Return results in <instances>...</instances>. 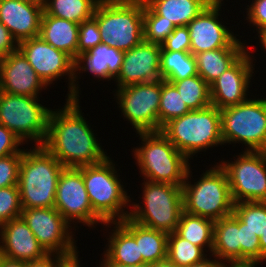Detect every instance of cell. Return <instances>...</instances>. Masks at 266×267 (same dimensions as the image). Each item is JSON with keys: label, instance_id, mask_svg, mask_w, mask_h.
<instances>
[{"label": "cell", "instance_id": "1", "mask_svg": "<svg viewBox=\"0 0 266 267\" xmlns=\"http://www.w3.org/2000/svg\"><path fill=\"white\" fill-rule=\"evenodd\" d=\"M62 109L51 110L43 147L65 168L96 165L108 158L83 117L79 99H65Z\"/></svg>", "mask_w": 266, "mask_h": 267}, {"label": "cell", "instance_id": "2", "mask_svg": "<svg viewBox=\"0 0 266 267\" xmlns=\"http://www.w3.org/2000/svg\"><path fill=\"white\" fill-rule=\"evenodd\" d=\"M24 149L18 187L22 208H53L57 182L65 168L43 146ZM28 150V151H27Z\"/></svg>", "mask_w": 266, "mask_h": 267}, {"label": "cell", "instance_id": "3", "mask_svg": "<svg viewBox=\"0 0 266 267\" xmlns=\"http://www.w3.org/2000/svg\"><path fill=\"white\" fill-rule=\"evenodd\" d=\"M144 0H100L93 18L102 43L126 52L144 40Z\"/></svg>", "mask_w": 266, "mask_h": 267}, {"label": "cell", "instance_id": "4", "mask_svg": "<svg viewBox=\"0 0 266 267\" xmlns=\"http://www.w3.org/2000/svg\"><path fill=\"white\" fill-rule=\"evenodd\" d=\"M142 145L133 148L134 159L147 181L182 186L189 159L160 132L137 133Z\"/></svg>", "mask_w": 266, "mask_h": 267}, {"label": "cell", "instance_id": "5", "mask_svg": "<svg viewBox=\"0 0 266 267\" xmlns=\"http://www.w3.org/2000/svg\"><path fill=\"white\" fill-rule=\"evenodd\" d=\"M160 132L188 159L209 147L223 145L220 109L213 105L169 121Z\"/></svg>", "mask_w": 266, "mask_h": 267}, {"label": "cell", "instance_id": "6", "mask_svg": "<svg viewBox=\"0 0 266 267\" xmlns=\"http://www.w3.org/2000/svg\"><path fill=\"white\" fill-rule=\"evenodd\" d=\"M111 158L96 165L81 166L88 198L93 212L104 222H120L129 217L124 211L131 199L125 191Z\"/></svg>", "mask_w": 266, "mask_h": 267}, {"label": "cell", "instance_id": "7", "mask_svg": "<svg viewBox=\"0 0 266 267\" xmlns=\"http://www.w3.org/2000/svg\"><path fill=\"white\" fill-rule=\"evenodd\" d=\"M191 172L189 167L182 185L183 211L214 221L231 215L234 202L227 174L220 165L217 163L203 172L194 184L189 181Z\"/></svg>", "mask_w": 266, "mask_h": 267}, {"label": "cell", "instance_id": "8", "mask_svg": "<svg viewBox=\"0 0 266 267\" xmlns=\"http://www.w3.org/2000/svg\"><path fill=\"white\" fill-rule=\"evenodd\" d=\"M143 205L133 202L129 218L134 222L166 233L176 231L183 211L182 186L143 180ZM145 183V184H144Z\"/></svg>", "mask_w": 266, "mask_h": 267}, {"label": "cell", "instance_id": "9", "mask_svg": "<svg viewBox=\"0 0 266 267\" xmlns=\"http://www.w3.org/2000/svg\"><path fill=\"white\" fill-rule=\"evenodd\" d=\"M223 144L242 143L245 151L266 152V98H249L220 109Z\"/></svg>", "mask_w": 266, "mask_h": 267}, {"label": "cell", "instance_id": "10", "mask_svg": "<svg viewBox=\"0 0 266 267\" xmlns=\"http://www.w3.org/2000/svg\"><path fill=\"white\" fill-rule=\"evenodd\" d=\"M38 97L13 95L0 91V124L13 132L22 142H45L52 109L38 103Z\"/></svg>", "mask_w": 266, "mask_h": 267}, {"label": "cell", "instance_id": "11", "mask_svg": "<svg viewBox=\"0 0 266 267\" xmlns=\"http://www.w3.org/2000/svg\"><path fill=\"white\" fill-rule=\"evenodd\" d=\"M243 152L234 162L219 164L227 174L232 200L266 202V152Z\"/></svg>", "mask_w": 266, "mask_h": 267}, {"label": "cell", "instance_id": "12", "mask_svg": "<svg viewBox=\"0 0 266 267\" xmlns=\"http://www.w3.org/2000/svg\"><path fill=\"white\" fill-rule=\"evenodd\" d=\"M117 104L137 133L159 131L161 80L117 88Z\"/></svg>", "mask_w": 266, "mask_h": 267}, {"label": "cell", "instance_id": "13", "mask_svg": "<svg viewBox=\"0 0 266 267\" xmlns=\"http://www.w3.org/2000/svg\"><path fill=\"white\" fill-rule=\"evenodd\" d=\"M21 217L47 253L61 254L68 259L78 255L72 226L55 207L23 208Z\"/></svg>", "mask_w": 266, "mask_h": 267}, {"label": "cell", "instance_id": "14", "mask_svg": "<svg viewBox=\"0 0 266 267\" xmlns=\"http://www.w3.org/2000/svg\"><path fill=\"white\" fill-rule=\"evenodd\" d=\"M54 207L70 225L75 221L92 228L98 222L105 224L93 212L82 173L77 168H64L60 173Z\"/></svg>", "mask_w": 266, "mask_h": 267}, {"label": "cell", "instance_id": "15", "mask_svg": "<svg viewBox=\"0 0 266 267\" xmlns=\"http://www.w3.org/2000/svg\"><path fill=\"white\" fill-rule=\"evenodd\" d=\"M18 49L27 58L38 77L49 86L60 77L69 78L68 99H72V84L74 78V60L65 52L54 48L40 36L23 40L18 43ZM59 78V79H58Z\"/></svg>", "mask_w": 266, "mask_h": 267}, {"label": "cell", "instance_id": "16", "mask_svg": "<svg viewBox=\"0 0 266 267\" xmlns=\"http://www.w3.org/2000/svg\"><path fill=\"white\" fill-rule=\"evenodd\" d=\"M222 1L213 0L187 25L191 40L190 52L193 55L223 47H247L219 21Z\"/></svg>", "mask_w": 266, "mask_h": 267}, {"label": "cell", "instance_id": "17", "mask_svg": "<svg viewBox=\"0 0 266 267\" xmlns=\"http://www.w3.org/2000/svg\"><path fill=\"white\" fill-rule=\"evenodd\" d=\"M252 55L247 50L211 85V103L218 109L236 106L248 100V88L253 75Z\"/></svg>", "mask_w": 266, "mask_h": 267}, {"label": "cell", "instance_id": "18", "mask_svg": "<svg viewBox=\"0 0 266 267\" xmlns=\"http://www.w3.org/2000/svg\"><path fill=\"white\" fill-rule=\"evenodd\" d=\"M160 53L161 45L144 40L126 51L120 72L114 80L117 88L162 80Z\"/></svg>", "mask_w": 266, "mask_h": 267}, {"label": "cell", "instance_id": "19", "mask_svg": "<svg viewBox=\"0 0 266 267\" xmlns=\"http://www.w3.org/2000/svg\"><path fill=\"white\" fill-rule=\"evenodd\" d=\"M46 87L19 49L0 59L1 92L38 97Z\"/></svg>", "mask_w": 266, "mask_h": 267}, {"label": "cell", "instance_id": "20", "mask_svg": "<svg viewBox=\"0 0 266 267\" xmlns=\"http://www.w3.org/2000/svg\"><path fill=\"white\" fill-rule=\"evenodd\" d=\"M125 52L107 44L100 43L74 59V78L72 84V99H79L78 75L81 71H89L98 80L115 79L121 69ZM83 64V65H82ZM79 71V73H78ZM78 74V75H77ZM77 81V83H75Z\"/></svg>", "mask_w": 266, "mask_h": 267}, {"label": "cell", "instance_id": "21", "mask_svg": "<svg viewBox=\"0 0 266 267\" xmlns=\"http://www.w3.org/2000/svg\"><path fill=\"white\" fill-rule=\"evenodd\" d=\"M46 254L22 217L0 226V255L28 262L43 258Z\"/></svg>", "mask_w": 266, "mask_h": 267}, {"label": "cell", "instance_id": "22", "mask_svg": "<svg viewBox=\"0 0 266 267\" xmlns=\"http://www.w3.org/2000/svg\"><path fill=\"white\" fill-rule=\"evenodd\" d=\"M43 12V4L0 0V22L17 43L39 36Z\"/></svg>", "mask_w": 266, "mask_h": 267}, {"label": "cell", "instance_id": "23", "mask_svg": "<svg viewBox=\"0 0 266 267\" xmlns=\"http://www.w3.org/2000/svg\"><path fill=\"white\" fill-rule=\"evenodd\" d=\"M79 26L78 23L43 12L39 36L74 60L78 56Z\"/></svg>", "mask_w": 266, "mask_h": 267}, {"label": "cell", "instance_id": "24", "mask_svg": "<svg viewBox=\"0 0 266 267\" xmlns=\"http://www.w3.org/2000/svg\"><path fill=\"white\" fill-rule=\"evenodd\" d=\"M139 243L142 263L154 264L167 259L168 233L142 226L129 217L119 222Z\"/></svg>", "mask_w": 266, "mask_h": 267}, {"label": "cell", "instance_id": "25", "mask_svg": "<svg viewBox=\"0 0 266 267\" xmlns=\"http://www.w3.org/2000/svg\"><path fill=\"white\" fill-rule=\"evenodd\" d=\"M211 253L220 261L240 260L239 218L234 213L215 220Z\"/></svg>", "mask_w": 266, "mask_h": 267}, {"label": "cell", "instance_id": "26", "mask_svg": "<svg viewBox=\"0 0 266 267\" xmlns=\"http://www.w3.org/2000/svg\"><path fill=\"white\" fill-rule=\"evenodd\" d=\"M247 50L248 47H223L195 54L197 73L211 85Z\"/></svg>", "mask_w": 266, "mask_h": 267}, {"label": "cell", "instance_id": "27", "mask_svg": "<svg viewBox=\"0 0 266 267\" xmlns=\"http://www.w3.org/2000/svg\"><path fill=\"white\" fill-rule=\"evenodd\" d=\"M213 0H144V3L175 27L187 26Z\"/></svg>", "mask_w": 266, "mask_h": 267}, {"label": "cell", "instance_id": "28", "mask_svg": "<svg viewBox=\"0 0 266 267\" xmlns=\"http://www.w3.org/2000/svg\"><path fill=\"white\" fill-rule=\"evenodd\" d=\"M113 224L111 236L107 241L108 246L104 254L113 262L123 265L141 264L142 256H139V243L135 238L119 223L107 222L104 226Z\"/></svg>", "mask_w": 266, "mask_h": 267}, {"label": "cell", "instance_id": "29", "mask_svg": "<svg viewBox=\"0 0 266 267\" xmlns=\"http://www.w3.org/2000/svg\"><path fill=\"white\" fill-rule=\"evenodd\" d=\"M214 220L182 211L176 233L203 250L213 248ZM206 247V248H205Z\"/></svg>", "mask_w": 266, "mask_h": 267}, {"label": "cell", "instance_id": "30", "mask_svg": "<svg viewBox=\"0 0 266 267\" xmlns=\"http://www.w3.org/2000/svg\"><path fill=\"white\" fill-rule=\"evenodd\" d=\"M160 73L164 81H178L196 76V58L190 51L161 50Z\"/></svg>", "mask_w": 266, "mask_h": 267}, {"label": "cell", "instance_id": "31", "mask_svg": "<svg viewBox=\"0 0 266 267\" xmlns=\"http://www.w3.org/2000/svg\"><path fill=\"white\" fill-rule=\"evenodd\" d=\"M100 0H44V12L78 24L93 17Z\"/></svg>", "mask_w": 266, "mask_h": 267}, {"label": "cell", "instance_id": "32", "mask_svg": "<svg viewBox=\"0 0 266 267\" xmlns=\"http://www.w3.org/2000/svg\"><path fill=\"white\" fill-rule=\"evenodd\" d=\"M174 85L183 98V102L191 110H201L210 105V85L199 75L178 81H167Z\"/></svg>", "mask_w": 266, "mask_h": 267}, {"label": "cell", "instance_id": "33", "mask_svg": "<svg viewBox=\"0 0 266 267\" xmlns=\"http://www.w3.org/2000/svg\"><path fill=\"white\" fill-rule=\"evenodd\" d=\"M201 247L180 237L176 232L169 233L167 239V259L180 267H190L208 255Z\"/></svg>", "mask_w": 266, "mask_h": 267}, {"label": "cell", "instance_id": "34", "mask_svg": "<svg viewBox=\"0 0 266 267\" xmlns=\"http://www.w3.org/2000/svg\"><path fill=\"white\" fill-rule=\"evenodd\" d=\"M189 111L174 85L162 79L159 103V131L166 123L181 117Z\"/></svg>", "mask_w": 266, "mask_h": 267}, {"label": "cell", "instance_id": "35", "mask_svg": "<svg viewBox=\"0 0 266 267\" xmlns=\"http://www.w3.org/2000/svg\"><path fill=\"white\" fill-rule=\"evenodd\" d=\"M233 213L244 223L246 227L257 237L266 229V202L242 201L234 203Z\"/></svg>", "mask_w": 266, "mask_h": 267}, {"label": "cell", "instance_id": "36", "mask_svg": "<svg viewBox=\"0 0 266 267\" xmlns=\"http://www.w3.org/2000/svg\"><path fill=\"white\" fill-rule=\"evenodd\" d=\"M175 25L156 15L145 3L143 12L144 41L161 45L173 32Z\"/></svg>", "mask_w": 266, "mask_h": 267}, {"label": "cell", "instance_id": "37", "mask_svg": "<svg viewBox=\"0 0 266 267\" xmlns=\"http://www.w3.org/2000/svg\"><path fill=\"white\" fill-rule=\"evenodd\" d=\"M22 209L18 185L0 188V226L21 217Z\"/></svg>", "mask_w": 266, "mask_h": 267}, {"label": "cell", "instance_id": "38", "mask_svg": "<svg viewBox=\"0 0 266 267\" xmlns=\"http://www.w3.org/2000/svg\"><path fill=\"white\" fill-rule=\"evenodd\" d=\"M240 260L261 262V246L259 237L246 227L239 219Z\"/></svg>", "mask_w": 266, "mask_h": 267}, {"label": "cell", "instance_id": "39", "mask_svg": "<svg viewBox=\"0 0 266 267\" xmlns=\"http://www.w3.org/2000/svg\"><path fill=\"white\" fill-rule=\"evenodd\" d=\"M102 43L99 26L92 17L83 21L79 26L78 33V55L88 51L96 45Z\"/></svg>", "mask_w": 266, "mask_h": 267}, {"label": "cell", "instance_id": "40", "mask_svg": "<svg viewBox=\"0 0 266 267\" xmlns=\"http://www.w3.org/2000/svg\"><path fill=\"white\" fill-rule=\"evenodd\" d=\"M23 154H11L0 158V188L18 185Z\"/></svg>", "mask_w": 266, "mask_h": 267}, {"label": "cell", "instance_id": "41", "mask_svg": "<svg viewBox=\"0 0 266 267\" xmlns=\"http://www.w3.org/2000/svg\"><path fill=\"white\" fill-rule=\"evenodd\" d=\"M190 46L191 40L188 27L178 26L161 44V50L190 51Z\"/></svg>", "mask_w": 266, "mask_h": 267}, {"label": "cell", "instance_id": "42", "mask_svg": "<svg viewBox=\"0 0 266 267\" xmlns=\"http://www.w3.org/2000/svg\"><path fill=\"white\" fill-rule=\"evenodd\" d=\"M247 6L246 20L256 26L258 37L266 35V0H252L251 5Z\"/></svg>", "mask_w": 266, "mask_h": 267}, {"label": "cell", "instance_id": "43", "mask_svg": "<svg viewBox=\"0 0 266 267\" xmlns=\"http://www.w3.org/2000/svg\"><path fill=\"white\" fill-rule=\"evenodd\" d=\"M23 144L20 138L0 124V158L11 154H23L24 149L18 148Z\"/></svg>", "mask_w": 266, "mask_h": 267}, {"label": "cell", "instance_id": "44", "mask_svg": "<svg viewBox=\"0 0 266 267\" xmlns=\"http://www.w3.org/2000/svg\"><path fill=\"white\" fill-rule=\"evenodd\" d=\"M17 49V41L12 37L7 27L0 22V59Z\"/></svg>", "mask_w": 266, "mask_h": 267}, {"label": "cell", "instance_id": "45", "mask_svg": "<svg viewBox=\"0 0 266 267\" xmlns=\"http://www.w3.org/2000/svg\"><path fill=\"white\" fill-rule=\"evenodd\" d=\"M67 259L61 254L47 253L43 258L28 261L27 267H61Z\"/></svg>", "mask_w": 266, "mask_h": 267}, {"label": "cell", "instance_id": "46", "mask_svg": "<svg viewBox=\"0 0 266 267\" xmlns=\"http://www.w3.org/2000/svg\"><path fill=\"white\" fill-rule=\"evenodd\" d=\"M225 262H227L229 265H227ZM260 263L262 262L254 260L223 261V267H256Z\"/></svg>", "mask_w": 266, "mask_h": 267}, {"label": "cell", "instance_id": "47", "mask_svg": "<svg viewBox=\"0 0 266 267\" xmlns=\"http://www.w3.org/2000/svg\"><path fill=\"white\" fill-rule=\"evenodd\" d=\"M0 267H27V262L0 255Z\"/></svg>", "mask_w": 266, "mask_h": 267}, {"label": "cell", "instance_id": "48", "mask_svg": "<svg viewBox=\"0 0 266 267\" xmlns=\"http://www.w3.org/2000/svg\"><path fill=\"white\" fill-rule=\"evenodd\" d=\"M103 261L100 263V267H149L147 263L133 264V265H123L111 261L105 254Z\"/></svg>", "mask_w": 266, "mask_h": 267}, {"label": "cell", "instance_id": "49", "mask_svg": "<svg viewBox=\"0 0 266 267\" xmlns=\"http://www.w3.org/2000/svg\"><path fill=\"white\" fill-rule=\"evenodd\" d=\"M190 267H223V262L217 257L214 260L205 257L202 261L194 263Z\"/></svg>", "mask_w": 266, "mask_h": 267}, {"label": "cell", "instance_id": "50", "mask_svg": "<svg viewBox=\"0 0 266 267\" xmlns=\"http://www.w3.org/2000/svg\"><path fill=\"white\" fill-rule=\"evenodd\" d=\"M149 267H180L176 265L175 263H172L168 259L156 262L154 264H149Z\"/></svg>", "mask_w": 266, "mask_h": 267}, {"label": "cell", "instance_id": "51", "mask_svg": "<svg viewBox=\"0 0 266 267\" xmlns=\"http://www.w3.org/2000/svg\"><path fill=\"white\" fill-rule=\"evenodd\" d=\"M80 261L78 259V255L73 257V258H70V259H67L62 265L61 267H80L81 265L79 264Z\"/></svg>", "mask_w": 266, "mask_h": 267}, {"label": "cell", "instance_id": "52", "mask_svg": "<svg viewBox=\"0 0 266 267\" xmlns=\"http://www.w3.org/2000/svg\"><path fill=\"white\" fill-rule=\"evenodd\" d=\"M16 1L32 3V4H44V0H16Z\"/></svg>", "mask_w": 266, "mask_h": 267}, {"label": "cell", "instance_id": "53", "mask_svg": "<svg viewBox=\"0 0 266 267\" xmlns=\"http://www.w3.org/2000/svg\"><path fill=\"white\" fill-rule=\"evenodd\" d=\"M259 42L261 43V46L264 50H266V35H263L259 37Z\"/></svg>", "mask_w": 266, "mask_h": 267}]
</instances>
